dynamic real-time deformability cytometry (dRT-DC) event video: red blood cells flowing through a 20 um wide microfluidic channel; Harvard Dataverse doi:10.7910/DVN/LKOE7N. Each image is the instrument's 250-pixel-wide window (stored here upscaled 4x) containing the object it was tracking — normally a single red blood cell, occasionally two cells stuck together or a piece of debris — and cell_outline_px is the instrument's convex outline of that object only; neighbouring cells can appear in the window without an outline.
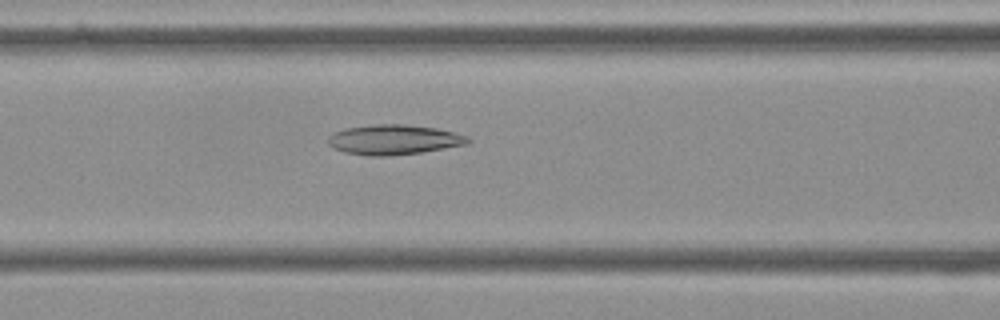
{"species": "Egyptian fruit bat (a non-hibernating species)", "species_latin": "Rousettus aegyptiacus", "temperature_condition": "cold", "stored_images_in_passage": 55, "camera_frame_rate_fps": 3000, "um_per_image_px": 0.085, "frame": {"image": 1, "passage_image": 22, "time_ms": 7.0, "image_size_px": [1000, 320], "cell_outline_px": [[472, 140], [468, 144], [420, 152], [388, 156], [368, 156], [344, 152], [332, 148], [328, 144], [328, 136], [332, 132], [344, 128], [376, 124], [404, 124], [436, 128], [468, 136]], "centroid_in_image_um": [33.43, 11.87], "position_along_channel_um": 133.2, "area_um2": 24.51}}
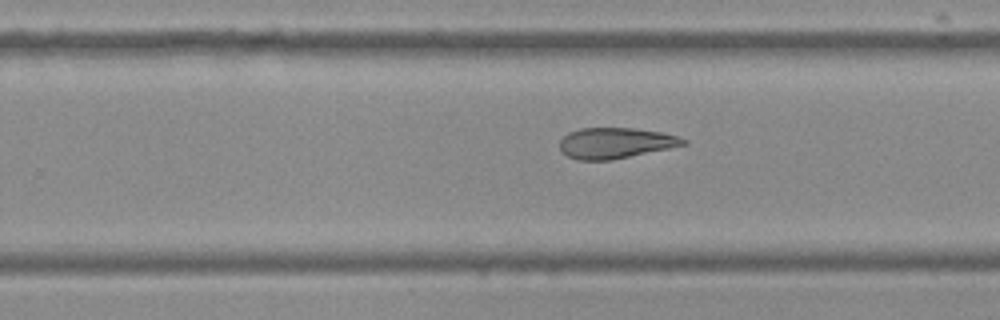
{"frame": {"image": 2, "passage_image": 34, "time_ms": 11.0, "image_size_px": [1000, 320], "cell_outline_px": [[688, 144], [612, 160], [576, 160], [560, 152], [560, 140], [568, 132], [580, 128], [632, 128], [660, 132], [676, 136], [688, 140]], "centroid_in_image_um": [52.28, 12.16], "position_along_channel_um": 277.5, "area_um2": 22.14}}
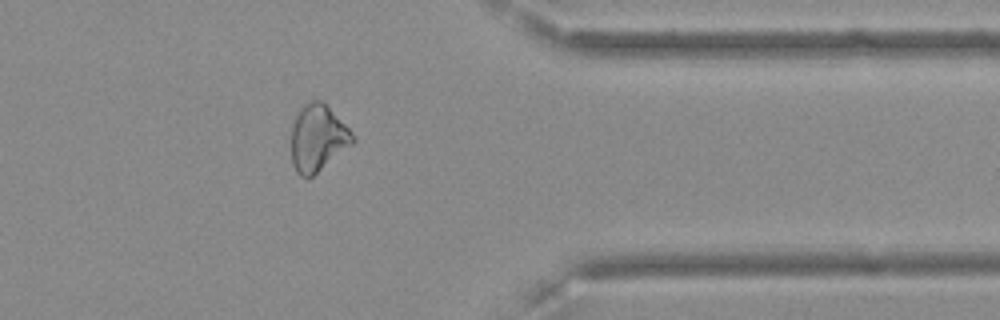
{"frame": {"image": 3, "passage_image": 44, "time_ms": 14.333, "image_size_px": [1000, 320], "cell_outline_px": [[356, 140], [352, 144], [312, 176], [300, 176], [296, 172], [292, 164], [292, 124], [300, 108], [304, 104], [312, 100], [320, 100], [356, 136]], "centroid_in_image_um": [26.99, 11.74], "position_along_channel_um": 384.4, "area_um2": 23.35}, "authors_computed_cell_mechanics": {"area_um2": 25.2008, "velocity_mm_per_s": 3.6124, "shape_relaxation_time_tau1_ms": null, "shape_relaxation_time_tau2_ms": 8.2953, "deformation_change_tau1": null, "deformation_change_tau2": 0.182}}